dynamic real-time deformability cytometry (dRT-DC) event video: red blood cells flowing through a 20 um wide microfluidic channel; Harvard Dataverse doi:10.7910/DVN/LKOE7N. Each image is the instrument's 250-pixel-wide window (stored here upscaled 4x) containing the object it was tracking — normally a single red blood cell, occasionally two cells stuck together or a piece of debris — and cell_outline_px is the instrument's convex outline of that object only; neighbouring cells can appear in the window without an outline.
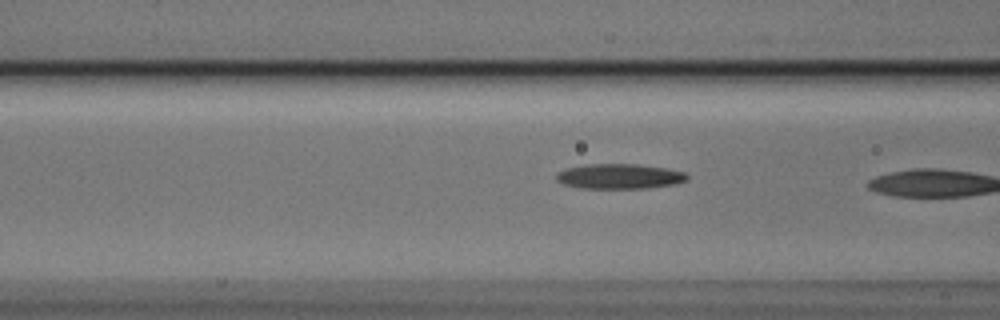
{"species": "Egyptian fruit bat (a non-hibernating species)", "species_latin": "Rousettus aegyptiacus", "temperature_condition": "cold", "stored_images_in_passage": 9, "camera_frame_rate_fps": 3000, "um_per_image_px": 0.085, "animal": {"sex": "male"}, "frame": {"image": 1, "passage_image": 7, "time_ms": 2.0, "image_size_px": [1000, 320], "cell_outline_px": [[688, 180], [676, 184], [648, 188], [580, 188], [564, 184], [556, 180], [556, 172], [568, 168], [588, 164], [636, 164], [664, 168], [684, 172], [688, 176]], "centroid_in_image_um": [52.65, 14.99], "position_along_channel_um": 113.9, "area_um2": 19.02}}